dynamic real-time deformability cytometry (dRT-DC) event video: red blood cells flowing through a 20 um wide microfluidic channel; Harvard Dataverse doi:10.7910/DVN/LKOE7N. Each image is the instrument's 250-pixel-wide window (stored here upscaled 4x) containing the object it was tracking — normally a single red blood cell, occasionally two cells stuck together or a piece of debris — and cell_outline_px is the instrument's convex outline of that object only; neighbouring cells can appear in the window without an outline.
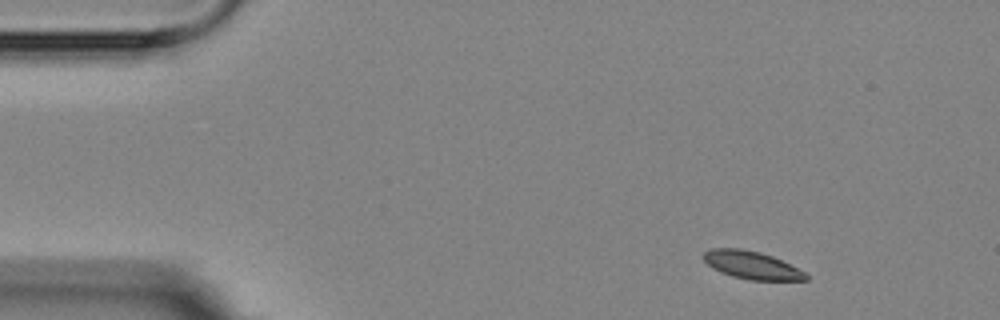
{"species": "Egyptian fruit bat (a non-hibernating species)", "species_latin": "Rousettus aegyptiacus", "temperature_condition": "room temperature", "stored_images_in_passage": 5, "camera_frame_rate_fps": 3000, "um_per_image_px": 0.085, "animal": {"sex": "female"}, "frame": {"image": 1, "passage_image": 1, "time_ms": 0.0, "image_size_px": [1000, 320], "cell_outline_px": [[808, 280], [748, 280], [732, 276], [720, 272], [712, 268], [704, 260], [704, 252], [712, 248], [740, 248], [760, 252], [772, 256], [804, 272], [808, 276]], "centroid_in_image_um": [63.86, 22.53], "position_along_channel_um": 21.1, "area_um2": 16.42}}
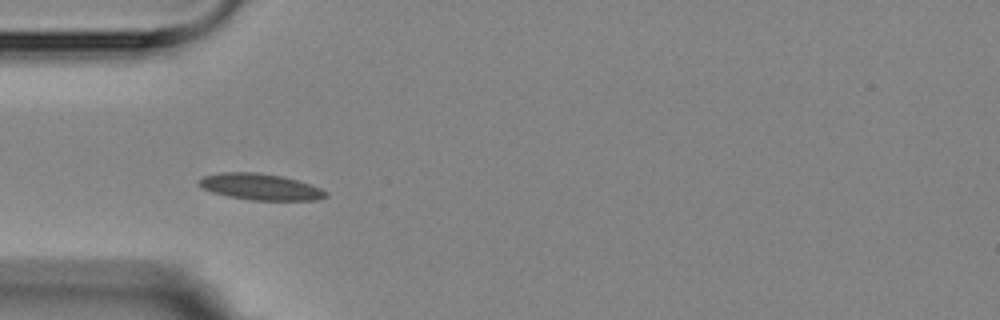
{"frame": {"image": 2, "passage_image": 4, "time_ms": 3.333, "image_size_px": [1000, 320], "cell_outline_px": [[328, 196], [316, 200], [252, 200], [228, 196], [212, 192], [196, 184], [196, 180], [204, 176], [220, 172], [256, 172], [280, 176], [296, 180], [320, 188], [328, 192]], "centroid_in_image_um": [22.09, 15.88], "position_along_channel_um": 62.9, "area_um2": 19.36}}
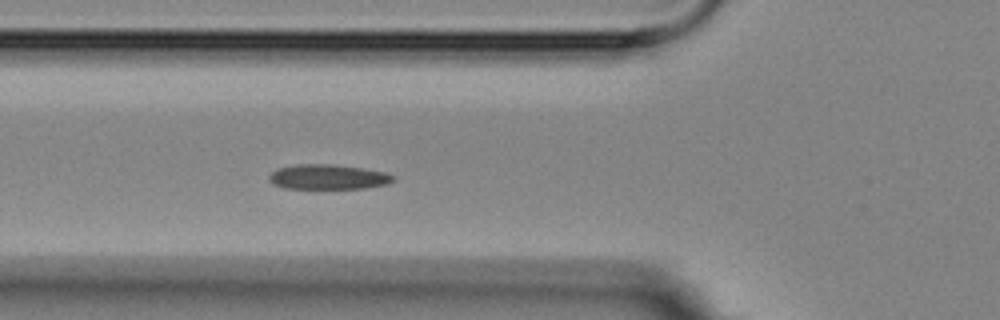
{"frame": {"image": 3, "passage_image": 5, "time_ms": 4.333, "image_size_px": [1000, 320], "cell_outline_px": [[396, 176], [388, 184], [364, 188], [284, 188], [272, 184], [268, 180], [268, 176], [276, 168], [296, 164], [332, 164], [364, 168], [384, 172]], "centroid_in_image_um": [27.85, 15.03], "position_along_channel_um": 98.0, "area_um2": 18.09}}